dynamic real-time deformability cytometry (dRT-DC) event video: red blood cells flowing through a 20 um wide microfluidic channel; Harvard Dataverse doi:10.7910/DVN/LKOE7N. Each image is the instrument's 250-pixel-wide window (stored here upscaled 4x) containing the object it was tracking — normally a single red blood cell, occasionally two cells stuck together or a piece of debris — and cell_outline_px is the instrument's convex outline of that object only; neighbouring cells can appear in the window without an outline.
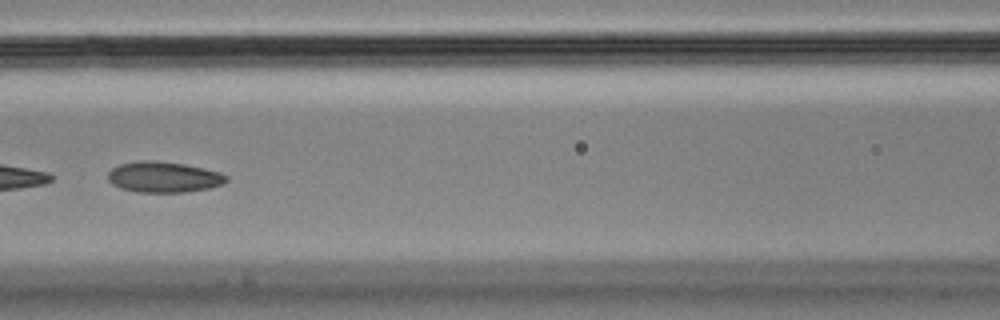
{"species": "Egyptian fruit bat (a non-hibernating species)", "species_latin": "Rousettus aegyptiacus", "temperature_condition": "cold", "stored_images_in_passage": 9, "camera_frame_rate_fps": 3000, "um_per_image_px": 0.085, "animal": {"sex": "male"}, "frame": {"image": 1, "passage_image": 8, "time_ms": 2.333, "image_size_px": [1000, 320], "cell_outline_px": [[228, 180], [224, 184], [208, 188], [184, 192], [136, 192], [120, 188], [112, 184], [108, 180], [108, 172], [112, 168], [120, 164], [140, 160], [156, 160], [184, 164], [204, 168], [220, 172], [228, 176]], "centroid_in_image_um": [13.91, 15.04], "position_along_channel_um": 152.7, "area_um2": 21.39}}
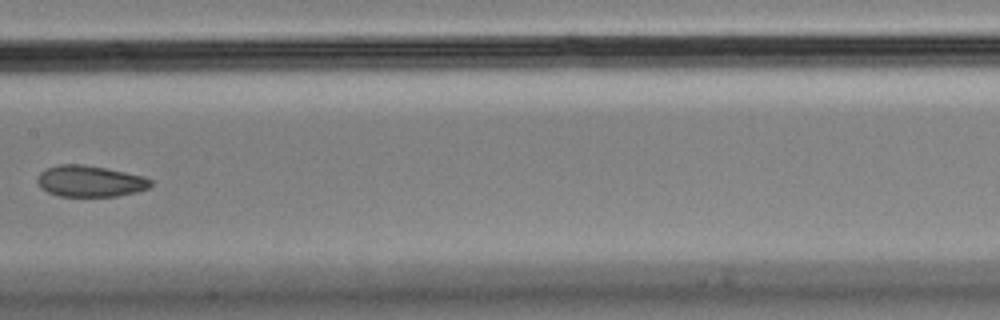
{"frame": {"image": 2, "passage_image": 9, "time_ms": 2.667, "image_size_px": [1000, 320], "cell_outline_px": [[152, 184], [148, 188], [136, 192], [116, 196], [60, 196], [48, 192], [40, 188], [36, 180], [40, 172], [48, 168], [60, 164], [84, 164], [144, 176], [152, 180]], "centroid_in_image_um": [7.64, 15.4], "position_along_channel_um": 199.8, "area_um2": 20.58}}